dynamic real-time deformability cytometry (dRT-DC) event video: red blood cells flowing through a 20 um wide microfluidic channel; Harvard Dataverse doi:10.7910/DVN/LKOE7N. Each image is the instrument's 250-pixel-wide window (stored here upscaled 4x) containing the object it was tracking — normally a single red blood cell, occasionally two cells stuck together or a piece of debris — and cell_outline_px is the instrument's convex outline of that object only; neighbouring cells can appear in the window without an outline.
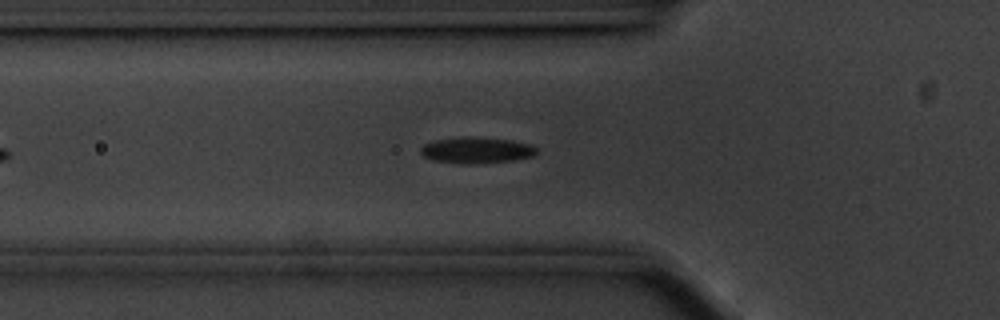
{"species": "common noctule bat (a hibernating species)", "species_latin": "Nyctalus noctula", "temperature_condition": "cold", "stored_images_in_passage": 26, "camera_frame_rate_fps": 3000, "um_per_image_px": 0.085, "animal": {"sex": "male", "body_mass_g": 20.1, "forearm_length_mm": 53.5}, "frame": {"image": 1, "passage_image": 5, "time_ms": 1.333, "image_size_px": [1000, 320], "cell_outline_px": [[536, 152], [532, 156], [512, 160], [476, 164], [460, 164], [432, 160], [424, 156], [420, 152], [420, 148], [424, 144], [432, 140], [464, 136], [472, 136], [512, 140], [532, 144], [536, 148]], "centroid_in_image_um": [40.46, 12.76], "position_along_channel_um": 85.3, "area_um2": 17.92}}
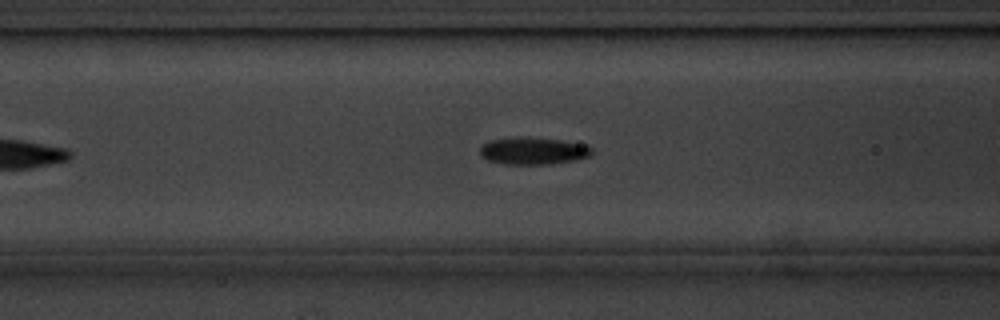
{"frame": {"image": 2, "passage_image": 8, "time_ms": 2.333, "image_size_px": [1000, 320], "cell_outline_px": [[592, 152], [588, 156], [576, 160], [548, 164], [504, 164], [488, 160], [480, 156], [480, 148], [484, 144], [492, 140], [520, 136], [560, 140], [588, 144], [592, 148]], "centroid_in_image_um": [45.33, 12.82], "position_along_channel_um": 121.3, "area_um2": 17.74}}